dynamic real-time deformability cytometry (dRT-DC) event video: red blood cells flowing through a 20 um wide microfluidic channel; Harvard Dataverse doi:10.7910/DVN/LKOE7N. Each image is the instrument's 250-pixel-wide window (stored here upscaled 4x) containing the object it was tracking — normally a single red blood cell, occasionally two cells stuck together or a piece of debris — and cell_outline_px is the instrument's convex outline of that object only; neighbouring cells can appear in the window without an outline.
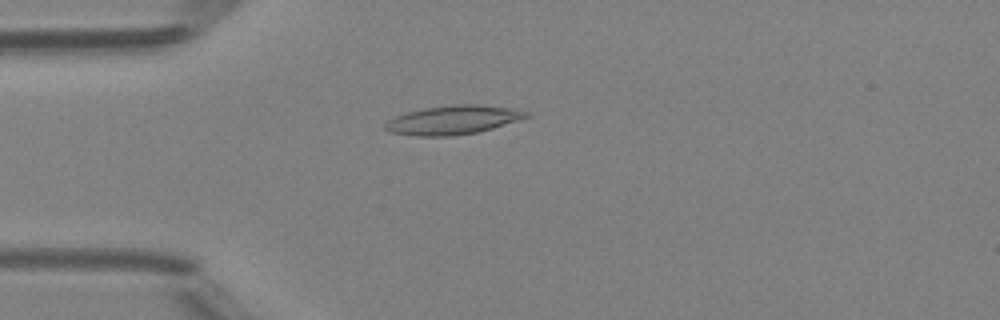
{"species": "Egyptian fruit bat (a non-hibernating species)", "species_latin": "Rousettus aegyptiacus", "temperature_condition": "room temperature", "stored_images_in_passage": 36, "camera_frame_rate_fps": 3000, "um_per_image_px": 0.085, "animal": {"sex": "female"}, "frame": {"image": 1, "passage_image": 1, "time_ms": 0.0, "image_size_px": [1000, 320], "cell_outline_px": [[528, 116], [480, 132], [452, 136], [416, 136], [388, 132], [384, 128], [384, 124], [388, 120], [396, 116], [408, 112], [424, 108], [452, 104], [476, 104], [512, 108], [528, 112]], "centroid_in_image_um": [38.45, 10.2], "position_along_channel_um": 46.6, "area_um2": 23.64}}
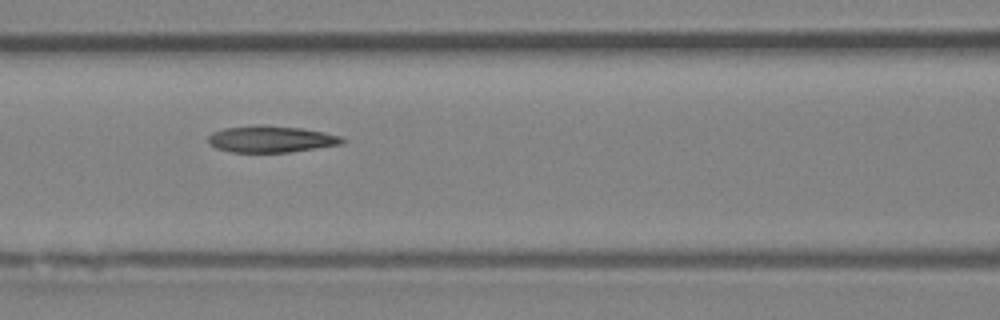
{"frame": {"image": 2, "passage_image": 9, "time_ms": 2.667, "image_size_px": [1000, 320], "cell_outline_px": [[348, 140], [340, 144], [316, 148], [288, 152], [232, 152], [216, 148], [208, 144], [208, 136], [212, 132], [224, 128], [256, 124], [260, 124], [300, 128], [324, 132], [340, 136]], "centroid_in_image_um": [23.0, 11.81], "position_along_channel_um": 143.6, "area_um2": 20.87}}
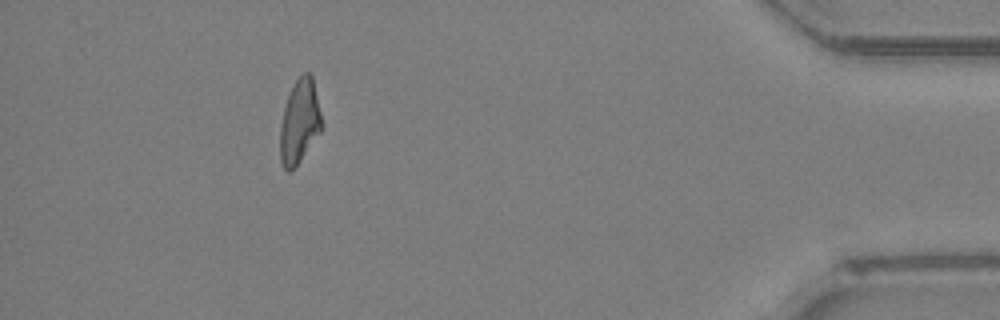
{"frame": {"image": 3, "passage_image": 32, "time_ms": 10.333, "image_size_px": [1000, 320], "cell_outline_px": [[320, 132], [300, 160], [288, 172], [284, 168], [280, 160], [280, 128], [284, 108], [288, 96], [296, 80], [304, 72], [308, 72], [312, 76], [320, 112]], "centroid_in_image_um": [25.44, 10.34], "position_along_channel_um": 409.8, "area_um2": 19.65}, "authors_computed_cell_mechanics": {"area_um2": 20.519, "velocity_mm_per_s": 4.2331, "shape_relaxation_time_tau1_ms": null, "shape_relaxation_time_tau2_ms": 4.4402, "deformation_change_tau1": null, "deformation_change_tau2": 0.1436}}